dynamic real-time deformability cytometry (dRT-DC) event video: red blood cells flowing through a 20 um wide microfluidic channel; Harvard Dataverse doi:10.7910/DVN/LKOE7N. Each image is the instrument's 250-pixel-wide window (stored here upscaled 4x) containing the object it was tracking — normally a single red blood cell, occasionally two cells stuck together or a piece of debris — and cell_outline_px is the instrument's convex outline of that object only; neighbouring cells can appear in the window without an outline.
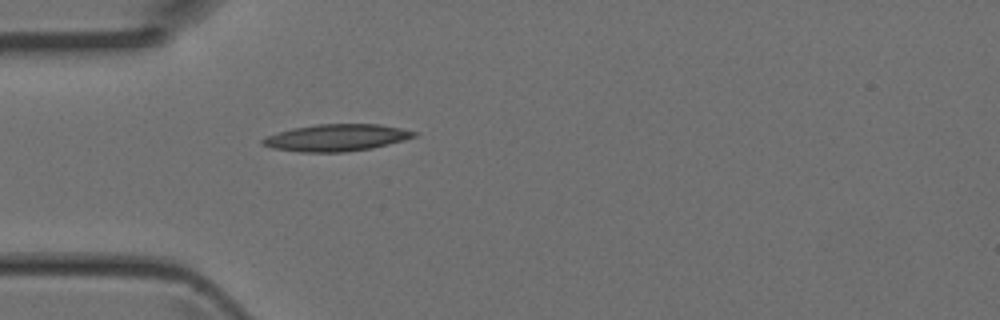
{"species": "Egyptian fruit bat (a non-hibernating species)", "species_latin": "Rousettus aegyptiacus", "temperature_condition": "room temperature", "stored_images_in_passage": 4, "camera_frame_rate_fps": 3000, "um_per_image_px": 0.085, "animal": {"sex": "female"}, "frame": {"image": 1, "passage_image": 4, "time_ms": 1.0, "image_size_px": [1000, 320], "cell_outline_px": [[416, 136], [404, 140], [372, 148], [344, 152], [300, 152], [272, 148], [260, 144], [260, 140], [268, 136], [292, 128], [316, 124], [380, 124], [400, 128], [416, 132]], "centroid_in_image_um": [28.57, 11.7], "position_along_channel_um": 56.4, "area_um2": 23.64}}